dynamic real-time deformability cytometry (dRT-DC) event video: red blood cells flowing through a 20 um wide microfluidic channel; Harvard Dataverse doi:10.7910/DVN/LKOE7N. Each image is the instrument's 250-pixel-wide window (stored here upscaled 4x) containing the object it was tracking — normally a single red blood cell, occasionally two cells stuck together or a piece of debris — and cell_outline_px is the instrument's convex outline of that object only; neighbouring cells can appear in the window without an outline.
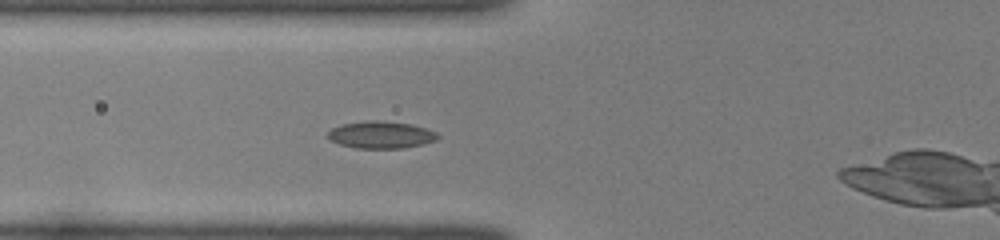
{"species": "common noctule bat (a hibernating species)", "species_latin": "Nyctalus noctula", "temperature_condition": "room temperature", "stored_images_in_passage": 35, "camera_frame_rate_fps": 3000, "um_per_image_px": 0.085, "animal": {"sex": "female", "body_mass_g": 22.0, "forearm_length_mm": 56.7}, "frame": {"image": 1, "passage_image": 8, "time_ms": 2.333, "image_size_px": [1000, 240], "cell_outline_px": [[440, 136], [436, 140], [424, 144], [404, 148], [356, 148], [340, 144], [332, 140], [328, 136], [328, 132], [332, 128], [340, 124], [368, 120], [380, 120], [412, 124], [436, 132]], "centroid_in_image_um": [32.4, 11.45], "position_along_channel_um": 93.4, "area_um2": 17.4}}
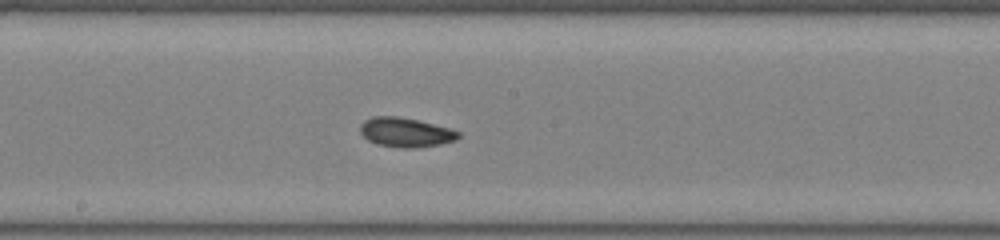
{"frame": {"image": 2, "passage_image": 17, "time_ms": 5.333, "image_size_px": [1000, 240], "cell_outline_px": [[460, 136], [456, 140], [440, 144], [416, 148], [404, 148], [376, 144], [368, 140], [360, 132], [360, 124], [364, 120], [372, 116], [396, 116], [416, 120], [448, 128], [460, 132]], "centroid_in_image_um": [34.45, 11.25], "position_along_channel_um": 213.8, "area_um2": 16.7}}
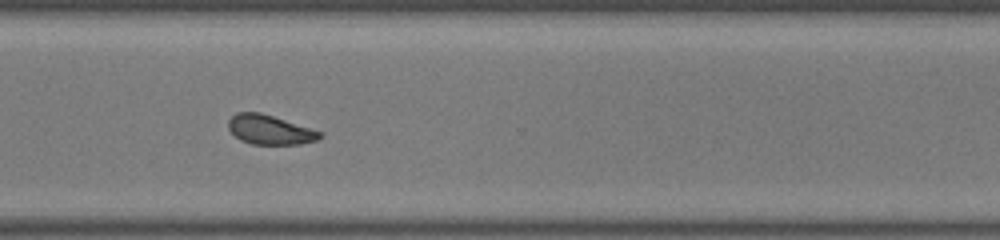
{"frame": {"image": 3, "passage_image": 27, "time_ms": 8.667, "image_size_px": [1000, 240], "cell_outline_px": [[324, 136], [316, 140], [300, 144], [252, 144], [240, 140], [228, 128], [228, 120], [236, 112], [260, 112], [324, 132]], "centroid_in_image_um": [22.96, 11.03], "position_along_channel_um": 347.6, "area_um2": 15.72}, "authors_computed_cell_mechanics": {"area_um2": 16.5886, "velocity_mm_per_s": 4.0103, "shape_relaxation_time_tau1_ms": null, "shape_relaxation_time_tau2_ms": 2.4302, "deformation_change_tau1": null, "deformation_change_tau2": 0.0816}}